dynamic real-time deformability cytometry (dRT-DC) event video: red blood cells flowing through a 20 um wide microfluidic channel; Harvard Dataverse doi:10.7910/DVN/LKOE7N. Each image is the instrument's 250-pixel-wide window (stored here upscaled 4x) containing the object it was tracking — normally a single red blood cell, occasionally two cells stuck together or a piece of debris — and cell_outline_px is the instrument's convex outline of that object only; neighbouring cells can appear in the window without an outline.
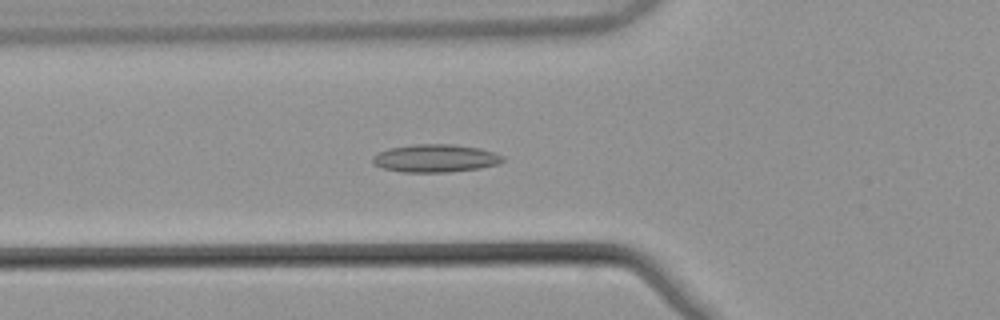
{"species": "common noctule bat (a hibernating species)", "species_latin": "Nyctalus noctula", "temperature_condition": "warm", "stored_images_in_passage": 47, "camera_frame_rate_fps": 3000, "um_per_image_px": 0.085, "animal": {"sex": "male", "body_mass_g": 21.5, "forearm_length_mm": 52.0}, "frame": {"image": 1, "passage_image": 19, "time_ms": 6.0, "image_size_px": [1000, 320], "cell_outline_px": [[504, 160], [500, 164], [480, 168], [448, 172], [400, 172], [384, 168], [372, 164], [372, 156], [376, 152], [388, 148], [412, 144], [452, 144], [480, 148], [504, 156]], "centroid_in_image_um": [36.97, 13.45], "position_along_channel_um": 88.8, "area_um2": 21.39}}
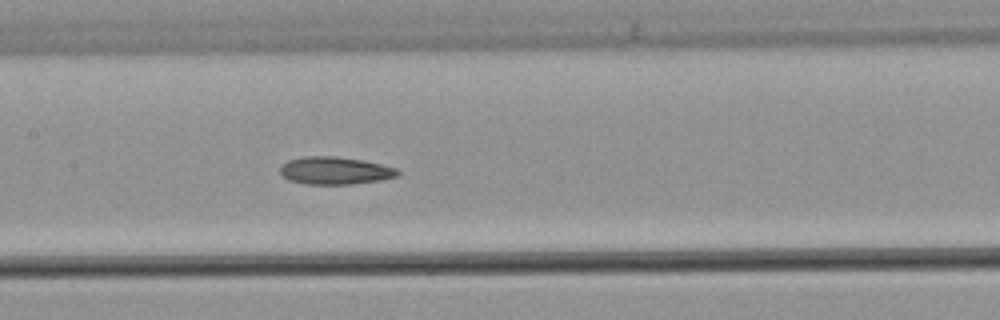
{"frame": {"image": 2, "passage_image": 26, "time_ms": 8.333, "image_size_px": [1000, 320], "cell_outline_px": [[400, 176], [380, 180], [352, 184], [304, 184], [288, 180], [280, 172], [280, 164], [288, 160], [304, 156], [336, 156], [364, 160], [396, 168], [400, 172]], "centroid_in_image_um": [28.46, 14.5], "position_along_channel_um": 178.9, "area_um2": 19.07}}
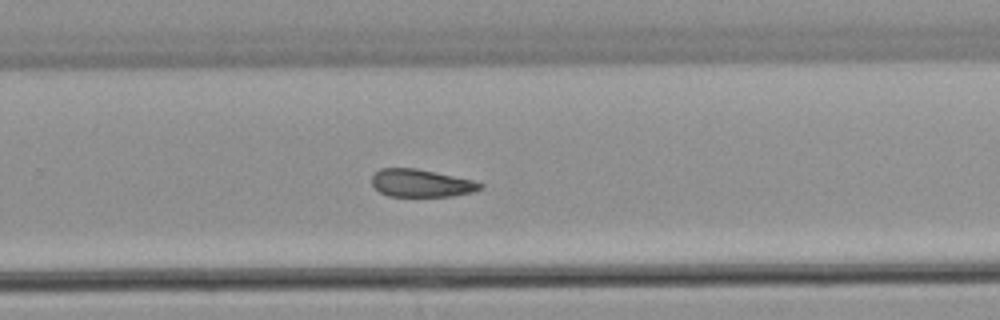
{"frame": {"image": 3, "passage_image": 35, "time_ms": 11.333, "image_size_px": [1000, 320], "cell_outline_px": [[484, 188], [472, 192], [452, 196], [388, 196], [380, 192], [372, 184], [372, 176], [380, 168], [416, 168], [472, 180], [484, 184]], "centroid_in_image_um": [35.8, 15.57], "position_along_channel_um": 294.0, "area_um2": 17.4}, "authors_computed_cell_mechanics": {"area_um2": 20.3456, "velocity_mm_per_s": 3.8542, "shape_relaxation_time_tau1_ms": null, "shape_relaxation_time_tau2_ms": 8.8943, "deformation_change_tau1": null, "deformation_change_tau2": 0.1808}}